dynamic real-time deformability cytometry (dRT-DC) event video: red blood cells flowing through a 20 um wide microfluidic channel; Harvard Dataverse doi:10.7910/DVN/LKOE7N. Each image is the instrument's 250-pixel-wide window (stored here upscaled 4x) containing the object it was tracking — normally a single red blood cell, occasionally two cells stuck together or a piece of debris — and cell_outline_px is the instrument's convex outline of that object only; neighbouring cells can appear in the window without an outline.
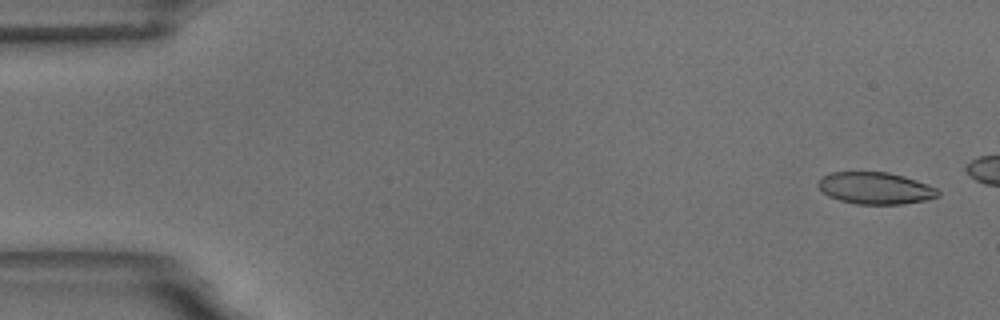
{"species": "common noctule bat (a hibernating species)", "species_latin": "Nyctalus noctula", "temperature_condition": "room temperature", "stored_images_in_passage": 5, "camera_frame_rate_fps": 3000, "um_per_image_px": 0.085, "animal": {"sex": "male", "body_mass_g": 18.8}, "frame": {"image": 1, "passage_image": 1, "time_ms": 0.0, "image_size_px": [1000, 320], "cell_outline_px": [[940, 196], [928, 200], [900, 204], [856, 204], [840, 200], [828, 196], [816, 184], [824, 176], [832, 172], [888, 172], [904, 176], [928, 184], [936, 188], [940, 192]], "centroid_in_image_um": [74.44, 16.0], "position_along_channel_um": 10.6, "area_um2": 22.25}}